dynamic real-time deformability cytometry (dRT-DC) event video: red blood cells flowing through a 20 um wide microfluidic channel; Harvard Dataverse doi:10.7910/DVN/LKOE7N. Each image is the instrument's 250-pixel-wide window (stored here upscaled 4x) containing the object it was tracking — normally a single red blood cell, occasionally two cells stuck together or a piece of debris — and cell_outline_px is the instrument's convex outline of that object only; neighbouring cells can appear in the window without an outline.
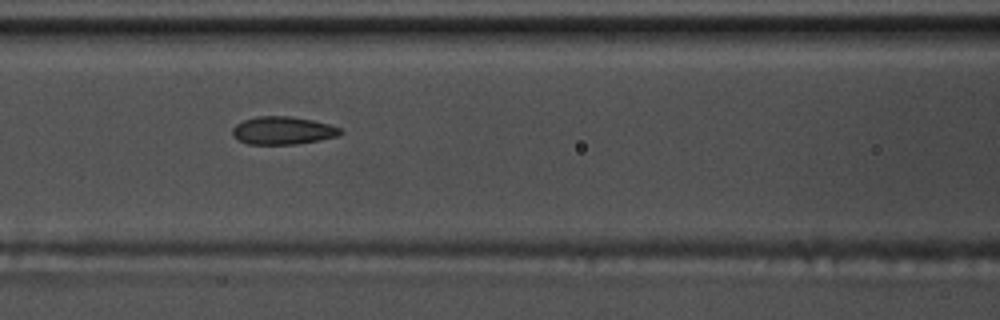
{"species": "common noctule bat (a hibernating species)", "species_latin": "Nyctalus noctula", "temperature_condition": "warm", "stored_images_in_passage": 56, "camera_frame_rate_fps": 3000, "um_per_image_px": 0.085, "animal": {"sex": "male", "body_mass_g": 17.5, "forearm_length_mm": 52.3}, "frame": {"image": 1, "passage_image": 25, "time_ms": 8.0, "image_size_px": [1000, 320], "cell_outline_px": [[344, 132], [336, 136], [320, 140], [296, 144], [248, 144], [232, 136], [232, 128], [236, 124], [244, 120], [256, 116], [292, 116], [312, 120], [328, 124], [340, 128]], "centroid_in_image_um": [24.02, 11.09], "position_along_channel_um": 142.6, "area_um2": 17.51}, "authors_computed_cell_mechanics": {"area_um2": 17.8313, "velocity_mm_per_s": 3.7456, "shape_relaxation_time_tau1_ms": 7.7555, "shape_relaxation_time_tau2_ms": 1.6725, "deformation_change_tau1": 0.1808, "deformation_change_tau2": 0.0752}}